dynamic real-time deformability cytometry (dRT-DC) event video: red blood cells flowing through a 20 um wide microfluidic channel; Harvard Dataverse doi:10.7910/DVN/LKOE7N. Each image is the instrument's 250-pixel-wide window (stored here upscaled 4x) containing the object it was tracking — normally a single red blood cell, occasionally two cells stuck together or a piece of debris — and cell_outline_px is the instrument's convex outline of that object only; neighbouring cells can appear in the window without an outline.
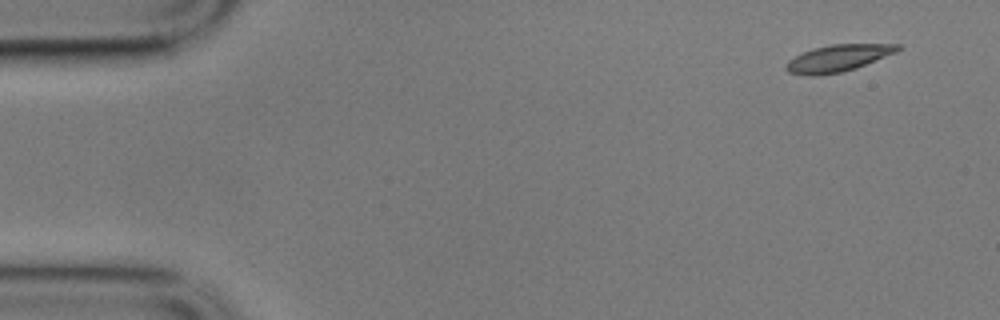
{"species": "common noctule bat (a hibernating species)", "species_latin": "Nyctalus noctula", "temperature_condition": "cold", "stored_images_in_passage": 4, "camera_frame_rate_fps": 3000, "um_per_image_px": 0.085, "animal": {"sex": "male", "body_mass_g": 17.9}, "frame": {"image": 1, "passage_image": 1, "time_ms": 0.0, "image_size_px": [1000, 320], "cell_outline_px": [[904, 48], [896, 52], [856, 68], [840, 72], [816, 76], [812, 76], [788, 72], [784, 68], [784, 64], [788, 60], [804, 52], [816, 48], [832, 44], [900, 44]], "centroid_in_image_um": [71.24, 4.95], "position_along_channel_um": 13.8, "area_um2": 17.34}}
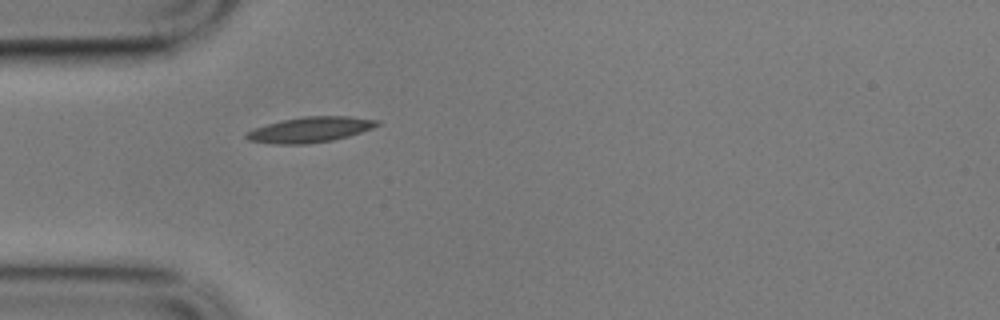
{"frame": {"image": 2, "passage_image": 4, "time_ms": 1.0, "image_size_px": [1000, 320], "cell_outline_px": [[380, 124], [372, 128], [348, 136], [332, 140], [304, 144], [276, 144], [248, 140], [244, 136], [244, 132], [268, 124], [284, 120], [304, 116], [348, 116], [380, 120]], "centroid_in_image_um": [26.36, 11.02], "position_along_channel_um": 58.6, "area_um2": 19.19}}